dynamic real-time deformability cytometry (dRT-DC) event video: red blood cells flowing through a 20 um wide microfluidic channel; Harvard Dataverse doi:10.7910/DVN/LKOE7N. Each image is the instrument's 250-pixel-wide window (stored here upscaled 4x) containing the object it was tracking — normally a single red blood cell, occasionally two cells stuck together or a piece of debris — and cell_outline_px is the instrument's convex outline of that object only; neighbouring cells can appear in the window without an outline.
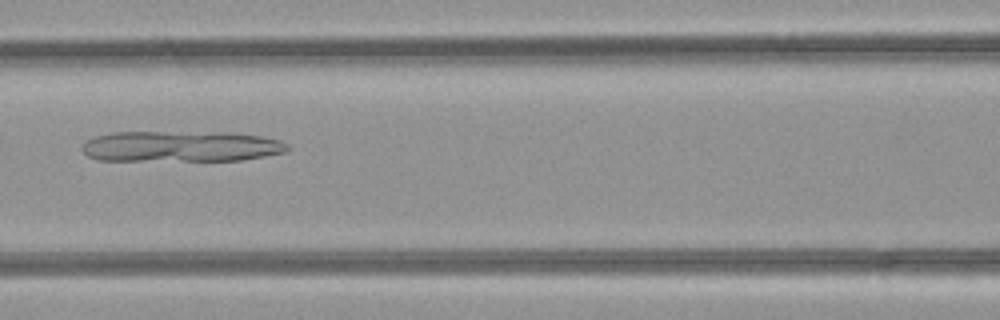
{"species": "common noctule bat (a hibernating species)", "species_latin": "Nyctalus noctula", "temperature_condition": "room temperature", "stored_images_in_passage": 48, "camera_frame_rate_fps": 3000, "um_per_image_px": 0.085, "animal": {"sex": "female", "body_mass_g": 21.9}, "frame": {"image": 1, "passage_image": 21, "time_ms": 6.667, "image_size_px": [1000, 320], "cell_outline_px": [[288, 148], [284, 152], [264, 156], [240, 160], [96, 160], [88, 156], [80, 148], [88, 140], [96, 136], [112, 132], [224, 132], [260, 136], [280, 140], [288, 144]], "centroid_in_image_um": [15.36, 12.44], "position_along_channel_um": 151.2, "area_um2": 36.76}}
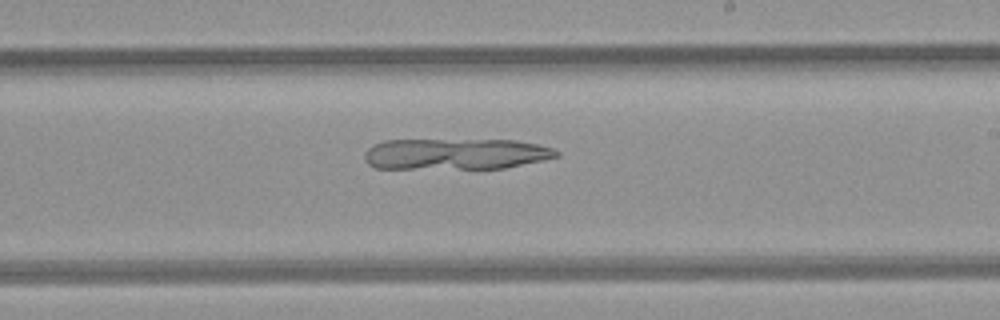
{"frame": {"image": 2, "passage_image": 28, "time_ms": 9.0, "image_size_px": [1000, 320], "cell_outline_px": [[560, 156], [544, 160], [504, 168], [376, 168], [368, 164], [364, 160], [364, 152], [372, 144], [384, 140], [516, 140], [536, 144], [552, 148], [560, 152]], "centroid_in_image_um": [38.71, 13.08], "position_along_channel_um": 250.3, "area_um2": 34.85}}
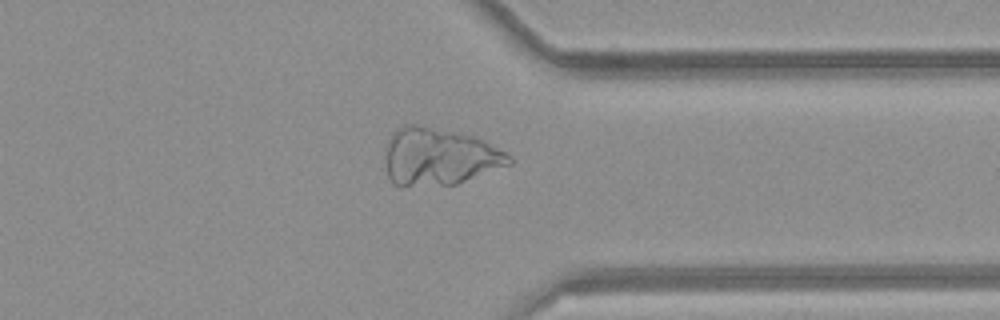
{"frame": {"image": 3, "passage_image": 37, "time_ms": 12.0, "image_size_px": [1000, 320], "cell_outline_px": [[512, 164], [456, 184], [400, 188], [392, 184], [388, 176], [384, 160], [384, 152], [388, 140], [392, 132], [396, 128], [404, 124], [416, 124], [472, 136], [484, 140], [508, 152], [512, 156]], "centroid_in_image_um": [37.29, 13.34], "position_along_channel_um": 374.1, "area_um2": 42.19}}